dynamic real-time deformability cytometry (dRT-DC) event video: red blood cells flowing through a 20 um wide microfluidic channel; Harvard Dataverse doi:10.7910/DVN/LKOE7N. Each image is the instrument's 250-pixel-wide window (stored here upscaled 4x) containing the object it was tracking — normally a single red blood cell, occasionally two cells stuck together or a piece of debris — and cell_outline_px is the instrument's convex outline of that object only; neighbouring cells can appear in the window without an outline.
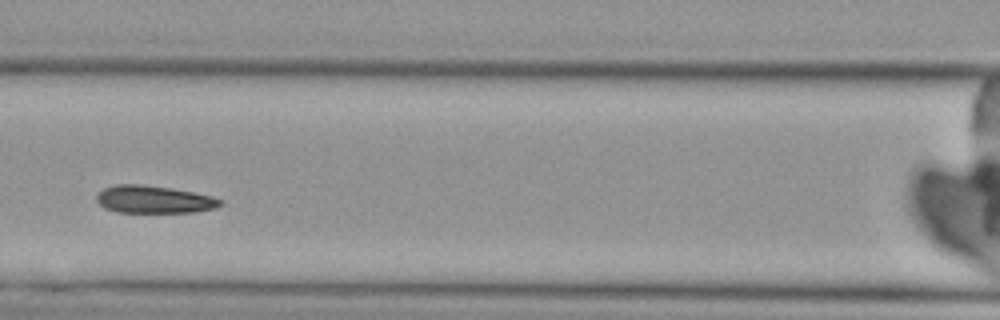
{"species": "Egyptian fruit bat (a non-hibernating species)", "species_latin": "Rousettus aegyptiacus", "temperature_condition": "cold", "stored_images_in_passage": 8, "camera_frame_rate_fps": 3000, "um_per_image_px": 0.085, "animal": {"sex": "female"}, "frame": {"image": 1, "passage_image": 8, "time_ms": 9.0, "image_size_px": [1000, 320], "cell_outline_px": [[224, 204], [216, 208], [192, 212], [116, 212], [104, 208], [96, 200], [96, 196], [104, 188], [116, 184], [140, 184], [172, 188], [212, 196], [224, 200]], "centroid_in_image_um": [13.1, 16.95], "position_along_channel_um": 153.5, "area_um2": 19.94}}